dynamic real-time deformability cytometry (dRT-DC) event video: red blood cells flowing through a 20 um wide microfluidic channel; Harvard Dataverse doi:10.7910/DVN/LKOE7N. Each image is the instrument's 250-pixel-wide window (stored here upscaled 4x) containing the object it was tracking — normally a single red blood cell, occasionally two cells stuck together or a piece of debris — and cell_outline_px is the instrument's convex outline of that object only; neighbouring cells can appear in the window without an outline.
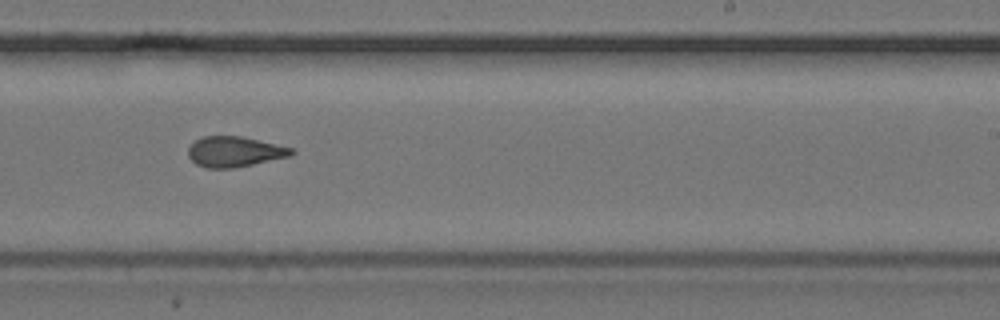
{"species": "common noctule bat (a hibernating species)", "species_latin": "Nyctalus noctula", "temperature_condition": "cold", "stored_images_in_passage": 10, "camera_frame_rate_fps": 3000, "um_per_image_px": 0.085, "animal": {"sex": "female", "body_mass_g": 24.6, "forearm_length_mm": 56.2}, "frame": {"image": 1, "passage_image": 9, "time_ms": 2.667, "image_size_px": [1000, 320], "cell_outline_px": [[296, 152], [292, 156], [236, 168], [208, 168], [196, 164], [188, 156], [188, 148], [196, 140], [204, 136], [244, 136], [292, 148]], "centroid_in_image_um": [19.97, 12.9], "position_along_channel_um": 269.0, "area_um2": 18.44}}
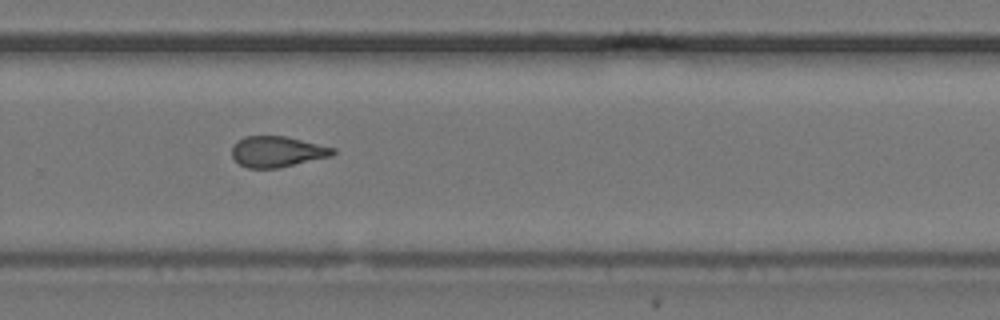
{"frame": {"image": 2, "passage_image": 10, "time_ms": 3.0, "image_size_px": [1000, 320], "cell_outline_px": [[336, 152], [332, 156], [276, 168], [248, 168], [240, 164], [232, 156], [232, 148], [244, 136], [284, 136], [336, 148]], "centroid_in_image_um": [23.58, 12.89], "position_along_channel_um": 306.2, "area_um2": 17.86}}